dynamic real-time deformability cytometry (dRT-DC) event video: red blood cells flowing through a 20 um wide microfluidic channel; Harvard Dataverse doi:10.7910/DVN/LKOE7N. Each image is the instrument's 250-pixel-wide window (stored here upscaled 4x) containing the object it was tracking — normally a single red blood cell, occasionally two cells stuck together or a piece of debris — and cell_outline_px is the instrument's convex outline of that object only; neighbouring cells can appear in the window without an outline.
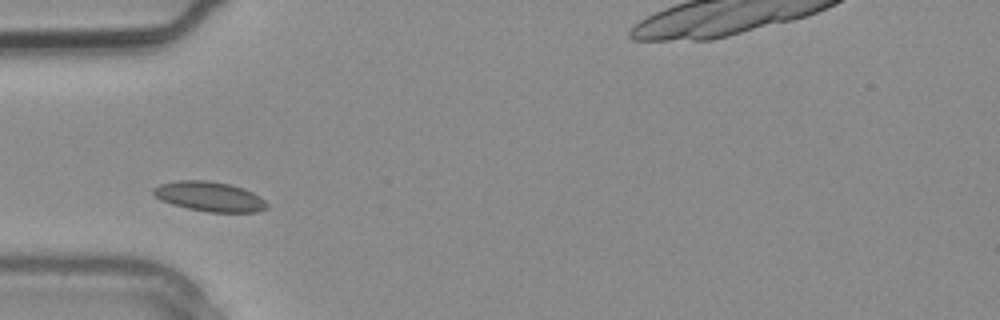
{"species": "common noctule bat (a hibernating species)", "species_latin": "Nyctalus noctula", "temperature_condition": "warm", "stored_images_in_passage": 1, "camera_frame_rate_fps": 3000, "um_per_image_px": 0.085, "animal": {"sex": "male", "body_mass_g": 20.4}, "frame": {"image": 1, "passage_image": 1, "time_ms": 0.0, "image_size_px": [1000, 320], "cell_outline_px": [[268, 208], [256, 212], [208, 212], [188, 208], [172, 204], [160, 200], [152, 192], [152, 188], [160, 184], [180, 180], [204, 180], [228, 184], [244, 188], [252, 192], [264, 200], [268, 204]], "centroid_in_image_um": [17.8, 16.71], "position_along_channel_um": 67.2, "area_um2": 19.59}}